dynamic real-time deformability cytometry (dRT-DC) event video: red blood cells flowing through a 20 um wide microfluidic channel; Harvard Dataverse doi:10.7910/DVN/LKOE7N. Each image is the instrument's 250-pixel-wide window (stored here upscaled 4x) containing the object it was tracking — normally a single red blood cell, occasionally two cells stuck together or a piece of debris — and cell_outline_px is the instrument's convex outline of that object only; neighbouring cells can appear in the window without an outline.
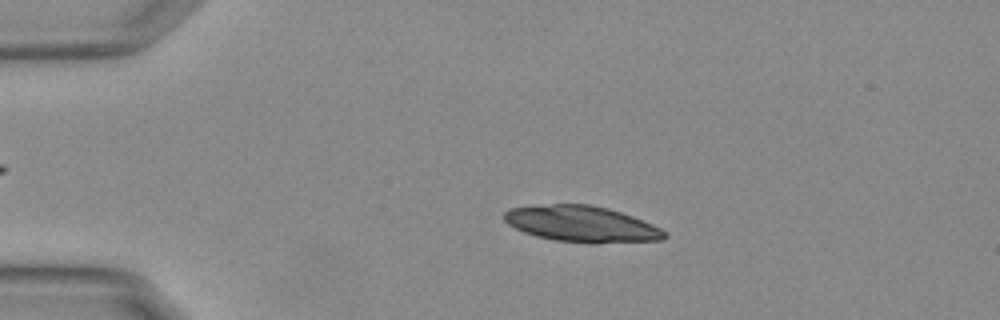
{"species": "Egyptian fruit bat (a non-hibernating species)", "species_latin": "Rousettus aegyptiacus", "temperature_condition": "warm", "stored_images_in_passage": 54, "camera_frame_rate_fps": 3000, "um_per_image_px": 0.085, "animal": {"sex": "female"}, "frame": {"image": 1, "passage_image": 11, "time_ms": 3.333, "image_size_px": [1000, 320], "cell_outline_px": [[668, 236], [664, 240], [596, 244], [592, 244], [556, 240], [536, 236], [524, 232], [508, 224], [504, 220], [504, 212], [508, 208], [552, 204], [592, 204], [608, 208], [632, 216], [652, 224], [660, 228]], "centroid_in_image_um": [49.46, 19.05], "position_along_channel_um": 35.5, "area_um2": 33.87}}